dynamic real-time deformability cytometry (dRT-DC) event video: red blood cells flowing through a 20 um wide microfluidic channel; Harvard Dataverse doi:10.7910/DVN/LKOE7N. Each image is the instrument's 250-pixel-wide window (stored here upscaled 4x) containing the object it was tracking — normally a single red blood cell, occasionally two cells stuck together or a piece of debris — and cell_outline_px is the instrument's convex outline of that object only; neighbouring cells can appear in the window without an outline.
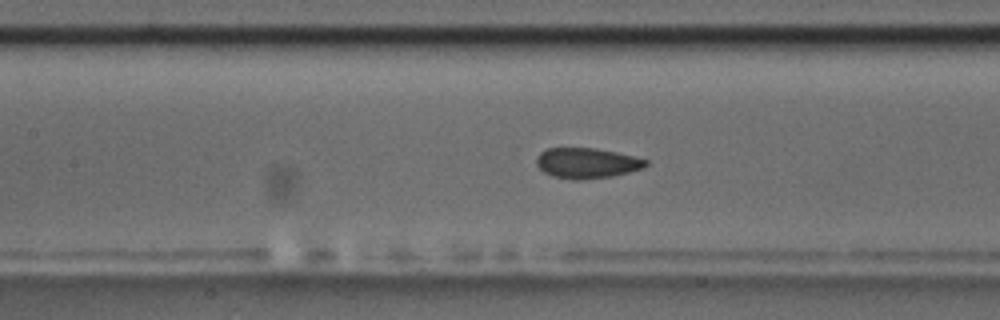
{"species": "common noctule bat (a hibernating species)", "species_latin": "Nyctalus noctula", "temperature_condition": "room temperature", "stored_images_in_passage": 56, "camera_frame_rate_fps": 3000, "um_per_image_px": 0.085, "animal": {"sex": "male", "body_mass_g": 17.5, "forearm_length_mm": 52.3}, "frame": {"image": 1, "passage_image": 25, "time_ms": 8.0, "image_size_px": [1000, 320], "cell_outline_px": [[648, 164], [644, 168], [612, 176], [580, 180], [572, 180], [552, 176], [544, 172], [536, 164], [536, 156], [544, 148], [596, 148], [616, 152], [648, 160]], "centroid_in_image_um": [49.85, 13.86], "position_along_channel_um": 157.6, "area_um2": 19.48}}
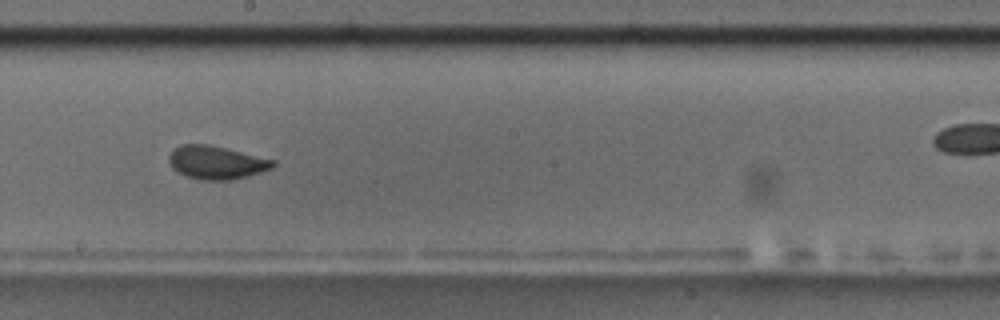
{"frame": {"image": 2, "passage_image": 31, "time_ms": 10.0, "image_size_px": [1000, 320], "cell_outline_px": [[276, 164], [272, 168], [248, 176], [232, 180], [200, 180], [188, 176], [172, 168], [168, 160], [168, 156], [180, 144], [208, 144], [276, 160]], "centroid_in_image_um": [18.41, 13.81], "position_along_channel_um": 229.8, "area_um2": 20.06}}
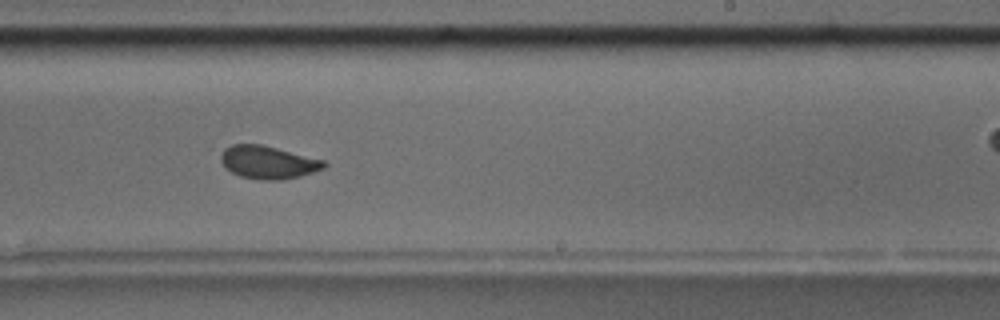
{"frame": {"image": 3, "passage_image": 34, "time_ms": 11.0, "image_size_px": [1000, 320], "cell_outline_px": [[328, 164], [324, 168], [300, 176], [284, 180], [260, 180], [240, 176], [232, 172], [220, 160], [220, 156], [224, 148], [232, 144], [260, 144], [324, 160]], "centroid_in_image_um": [22.79, 13.8], "position_along_channel_um": 266.2, "area_um2": 19.65}, "authors_computed_cell_mechanics": {"area_um2": 19.7387, "velocity_mm_per_s": 3.6406, "shape_relaxation_time_tau1_ms": 4.3238, "shape_relaxation_time_tau2_ms": 0.7462, "deformation_change_tau1": 0.107, "deformation_change_tau2": 0.0514}}